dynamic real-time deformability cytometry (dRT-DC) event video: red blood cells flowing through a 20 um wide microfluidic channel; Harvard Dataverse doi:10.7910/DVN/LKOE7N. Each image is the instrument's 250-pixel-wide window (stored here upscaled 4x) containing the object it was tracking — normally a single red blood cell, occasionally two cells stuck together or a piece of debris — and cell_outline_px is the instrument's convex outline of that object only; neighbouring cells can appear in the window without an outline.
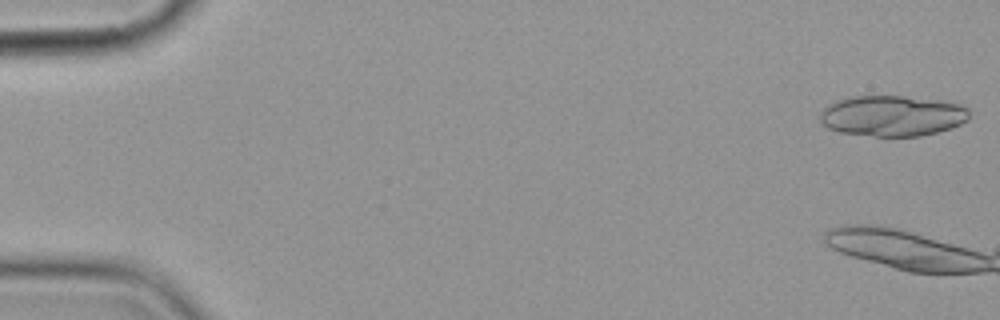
{"species": "common noctule bat (a hibernating species)", "species_latin": "Nyctalus noctula", "temperature_condition": "cold", "stored_images_in_passage": 5, "camera_frame_rate_fps": 3000, "um_per_image_px": 0.085, "animal": {"sex": "female", "body_mass_g": 19.9}, "frame": {"image": 1, "passage_image": 1, "time_ms": 0.0, "image_size_px": [1000, 320], "cell_outline_px": [[968, 120], [960, 124], [936, 132], [920, 136], [876, 136], [840, 132], [828, 128], [820, 120], [820, 116], [824, 108], [828, 104], [836, 100], [852, 96], [904, 96], [944, 100], [960, 104], [968, 108]], "centroid_in_image_um": [75.85, 9.83], "position_along_channel_um": 9.1, "area_um2": 35.43}}